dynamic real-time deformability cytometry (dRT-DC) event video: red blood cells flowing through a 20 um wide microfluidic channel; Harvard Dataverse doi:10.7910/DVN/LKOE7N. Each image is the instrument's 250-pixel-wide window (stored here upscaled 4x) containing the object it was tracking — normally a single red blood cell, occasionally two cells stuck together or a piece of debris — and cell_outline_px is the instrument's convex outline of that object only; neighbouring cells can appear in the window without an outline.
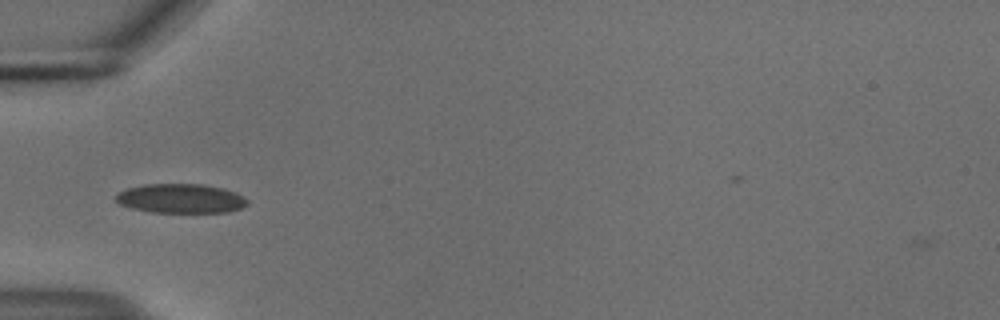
{"species": "common noctule bat (a hibernating species)", "species_latin": "Nyctalus noctula", "temperature_condition": "cold", "stored_images_in_passage": 37, "camera_frame_rate_fps": 3000, "um_per_image_px": 0.085, "animal": {"sex": "male", "body_mass_g": 18.8}, "frame": {"image": 1, "passage_image": 1, "time_ms": 0.0, "image_size_px": [1000, 320], "cell_outline_px": [[248, 204], [240, 208], [228, 212], [148, 212], [132, 208], [120, 204], [116, 200], [116, 196], [120, 192], [128, 188], [144, 184], [204, 184], [224, 188], [236, 192], [244, 196], [248, 200]], "centroid_in_image_um": [15.4, 16.87], "position_along_channel_um": 69.6, "area_um2": 22.48}}
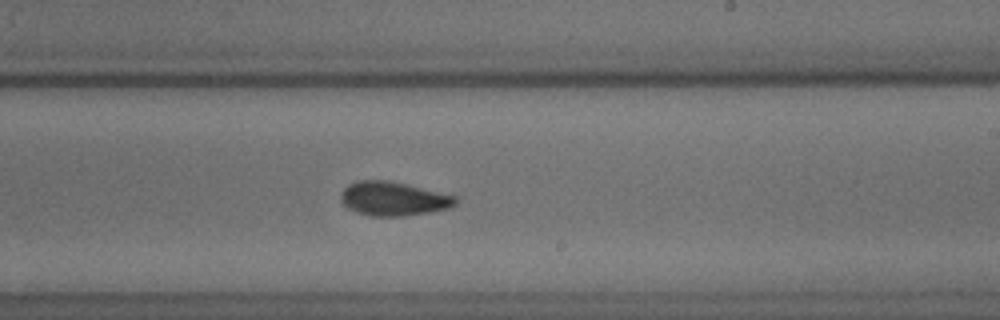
{"frame": {"image": 2, "passage_image": 16, "time_ms": 5.0, "image_size_px": [1000, 320], "cell_outline_px": [[460, 200], [456, 204], [448, 208], [428, 212], [404, 216], [372, 216], [356, 212], [348, 208], [340, 200], [340, 192], [348, 184], [356, 180], [388, 180], [460, 196]], "centroid_in_image_um": [33.45, 16.88], "position_along_channel_um": 255.5, "area_um2": 23.0}}
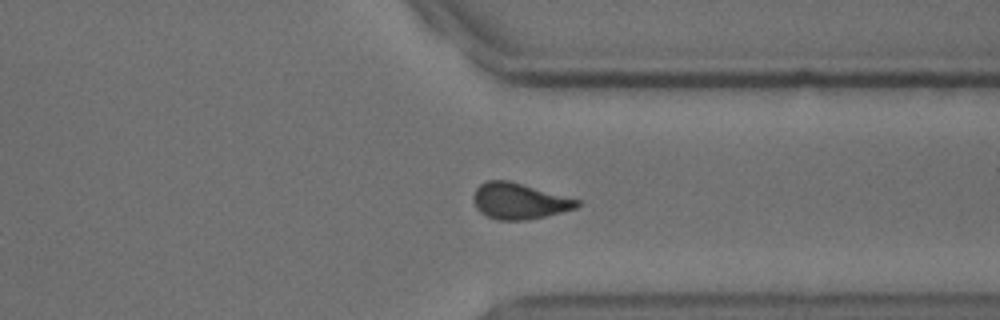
{"frame": {"image": 3, "passage_image": 25, "time_ms": 8.0, "image_size_px": [1000, 320], "cell_outline_px": [[580, 204], [576, 208], [528, 220], [496, 220], [480, 212], [476, 208], [472, 200], [472, 196], [476, 188], [480, 184], [488, 180], [508, 180], [580, 200]], "centroid_in_image_um": [44.08, 17.09], "position_along_channel_um": 367.3, "area_um2": 21.68}}